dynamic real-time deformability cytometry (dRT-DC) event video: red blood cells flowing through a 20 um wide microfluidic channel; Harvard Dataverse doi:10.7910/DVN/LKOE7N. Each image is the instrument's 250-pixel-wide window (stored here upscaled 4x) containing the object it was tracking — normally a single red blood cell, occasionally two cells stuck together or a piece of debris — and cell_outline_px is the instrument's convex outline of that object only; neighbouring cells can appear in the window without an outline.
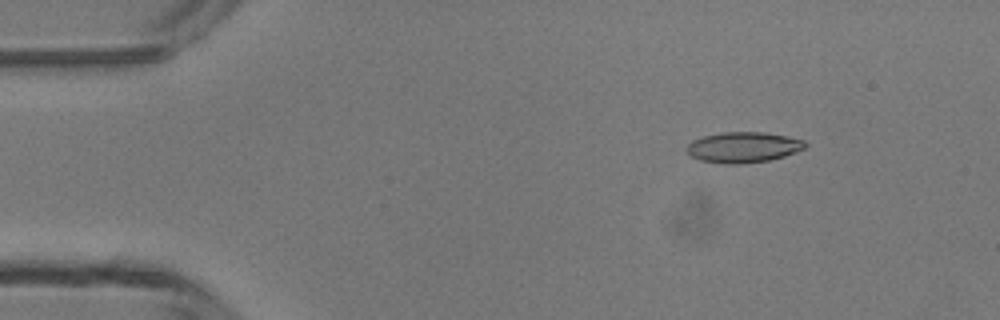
{"species": "common noctule bat (a hibernating species)", "species_latin": "Nyctalus noctula", "temperature_condition": "room temperature", "stored_images_in_passage": 4, "camera_frame_rate_fps": 3000, "um_per_image_px": 0.085, "animal": {"sex": "male", "body_mass_g": 13.3}, "frame": {"image": 1, "passage_image": 2, "time_ms": 2.0, "image_size_px": [1000, 320], "cell_outline_px": [[808, 144], [804, 148], [784, 156], [768, 160], [740, 164], [728, 164], [700, 160], [692, 156], [684, 148], [692, 140], [704, 136], [724, 132], [764, 132], [788, 136], [804, 140]], "centroid_in_image_um": [63.17, 12.51], "position_along_channel_um": 21.8, "area_um2": 21.04}}